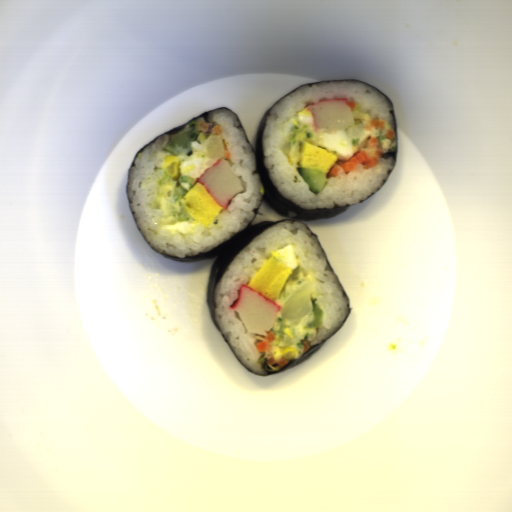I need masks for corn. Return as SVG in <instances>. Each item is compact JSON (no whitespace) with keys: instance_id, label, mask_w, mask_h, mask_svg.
Here are the masks:
<instances>
[{"instance_id":"obj_1","label":"corn","mask_w":512,"mask_h":512,"mask_svg":"<svg viewBox=\"0 0 512 512\" xmlns=\"http://www.w3.org/2000/svg\"><path fill=\"white\" fill-rule=\"evenodd\" d=\"M182 163L183 161L178 157V155L172 154L164 157L161 168L166 175L175 180L180 176V168Z\"/></svg>"},{"instance_id":"obj_2","label":"corn","mask_w":512,"mask_h":512,"mask_svg":"<svg viewBox=\"0 0 512 512\" xmlns=\"http://www.w3.org/2000/svg\"><path fill=\"white\" fill-rule=\"evenodd\" d=\"M299 350L295 346H288L284 350L280 351L279 347H271L270 348V358L273 361H279L282 358L286 360H292L296 357Z\"/></svg>"}]
</instances>
